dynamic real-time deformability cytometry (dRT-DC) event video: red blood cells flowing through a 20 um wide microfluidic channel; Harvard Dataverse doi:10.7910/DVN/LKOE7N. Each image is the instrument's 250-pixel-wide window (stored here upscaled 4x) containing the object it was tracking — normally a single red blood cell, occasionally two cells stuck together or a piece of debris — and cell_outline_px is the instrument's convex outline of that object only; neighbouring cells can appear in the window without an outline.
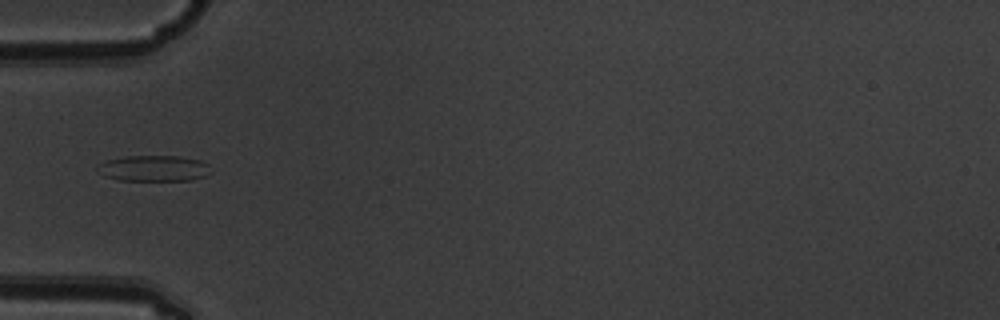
{"species": "common noctule bat (a hibernating species)", "species_latin": "Nyctalus noctula", "temperature_condition": "warm", "stored_images_in_passage": 6, "camera_frame_rate_fps": 3000, "um_per_image_px": 0.085, "animal": {"sex": "male", "body_mass_g": 19.5, "forearm_length_mm": 54.6}, "frame": {"image": 1, "passage_image": 6, "time_ms": 1.667, "image_size_px": [1000, 320], "cell_outline_px": [[212, 172], [204, 176], [192, 180], [120, 180], [104, 176], [96, 172], [96, 168], [104, 160], [124, 156], [176, 156], [200, 160], [208, 164]], "centroid_in_image_um": [13.04, 14.3], "position_along_channel_um": 72.0, "area_um2": 17.22}}